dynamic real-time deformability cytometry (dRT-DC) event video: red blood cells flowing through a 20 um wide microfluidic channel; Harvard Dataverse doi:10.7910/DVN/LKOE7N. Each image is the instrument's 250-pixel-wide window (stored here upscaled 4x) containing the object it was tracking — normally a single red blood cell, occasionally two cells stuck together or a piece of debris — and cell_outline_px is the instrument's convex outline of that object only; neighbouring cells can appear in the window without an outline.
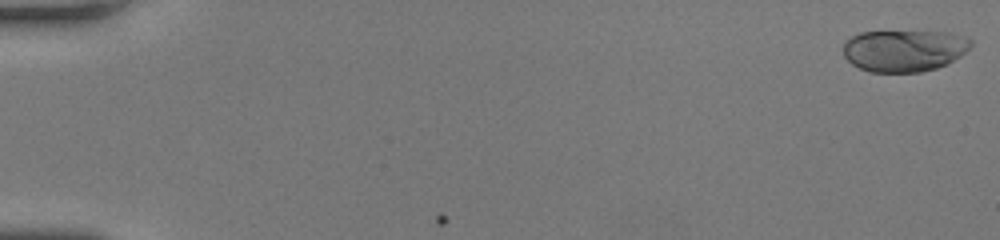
{"species": "human", "species_latin": "Homo sapiens", "temperature_condition": "room temperature", "stored_images_in_passage": 54, "camera_frame_rate_fps": 3000, "um_per_image_px": 0.085, "donor": {"sex": "female"}, "frame": {"image": 1, "passage_image": 1, "time_ms": 0.0, "image_size_px": [1000, 240], "cell_outline_px": [[972, 44], [960, 56], [948, 64], [936, 68], [920, 72], [868, 72], [852, 64], [844, 56], [844, 44], [852, 36], [860, 32], [952, 32], [968, 36], [972, 40]], "centroid_in_image_um": [76.89, 4.3], "position_along_channel_um": 8.1, "area_um2": 31.15}}
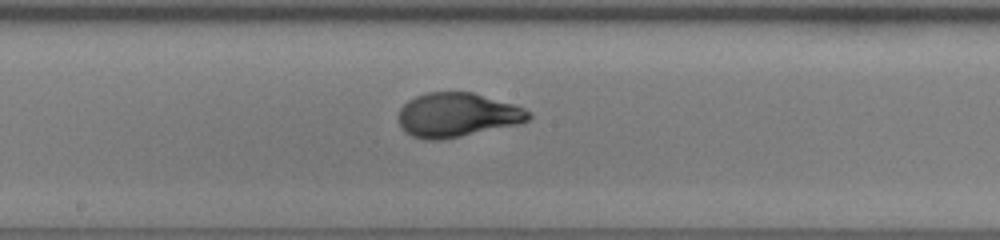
{"frame": {"image": 2, "passage_image": 30, "time_ms": 9.667, "image_size_px": [1000, 240], "cell_outline_px": [[532, 116], [528, 120], [520, 124], [444, 140], [424, 140], [412, 136], [404, 132], [396, 120], [396, 116], [400, 108], [408, 100], [424, 92], [472, 92], [512, 104], [524, 108], [532, 112]], "centroid_in_image_um": [38.82, 9.79], "position_along_channel_um": 209.4, "area_um2": 34.04}}
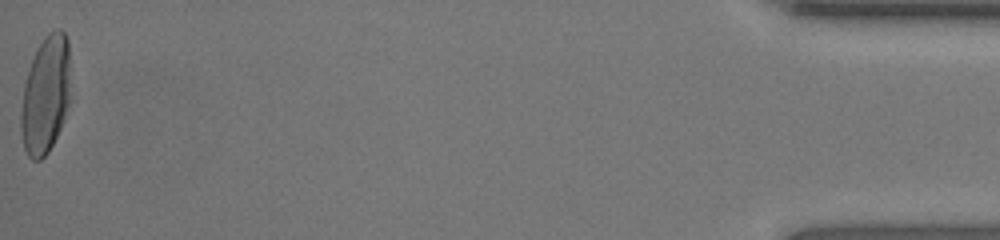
{"frame": {"image": 3, "passage_image": 54, "time_ms": 17.667, "image_size_px": [1000, 240], "cell_outline_px": [[68, 104], [64, 120], [48, 152], [40, 160], [32, 160], [28, 156], [24, 148], [20, 132], [20, 112], [24, 84], [32, 60], [44, 36], [48, 32], [56, 28], [60, 28], [64, 32], [68, 40]], "centroid_in_image_um": [3.84, 8.08], "position_along_channel_um": 431.4, "area_um2": 33.64}, "authors_computed_cell_mechanics": {"area_um2": 32.946, "velocity_mm_per_s": 3.9302, "shape_relaxation_time_tau1_ms": 4.3371, "shape_relaxation_time_tau2_ms": null, "deformation_change_tau1": 0.2323, "deformation_change_tau2": null}}